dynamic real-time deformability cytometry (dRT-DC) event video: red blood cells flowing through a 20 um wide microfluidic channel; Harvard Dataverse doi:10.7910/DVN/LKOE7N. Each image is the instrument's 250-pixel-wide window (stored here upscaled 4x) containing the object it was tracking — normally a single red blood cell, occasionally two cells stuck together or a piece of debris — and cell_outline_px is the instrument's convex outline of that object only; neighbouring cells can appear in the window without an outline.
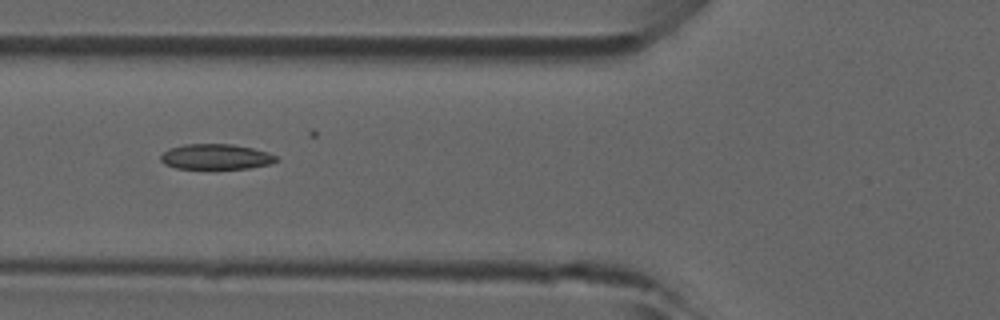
{"species": "common noctule bat (a hibernating species)", "species_latin": "Nyctalus noctula", "temperature_condition": "room temperature", "stored_images_in_passage": 23, "camera_frame_rate_fps": 3000, "um_per_image_px": 0.085, "animal": {"sex": "male", "forearm_length_mm": 52.5}, "frame": {"image": 1, "passage_image": 4, "time_ms": 1.0, "image_size_px": [1000, 320], "cell_outline_px": [[280, 160], [272, 164], [248, 168], [176, 168], [164, 164], [160, 160], [160, 156], [168, 148], [184, 144], [232, 144], [252, 148], [268, 152], [276, 156]], "centroid_in_image_um": [18.36, 13.32], "position_along_channel_um": 107.4, "area_um2": 17.11}}
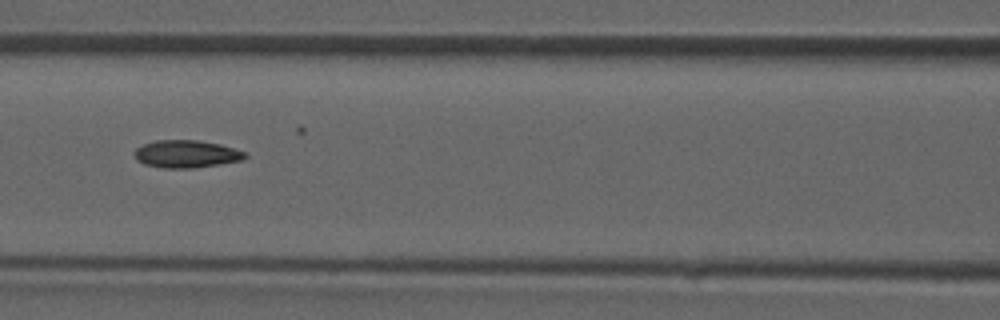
{"frame": {"image": 2, "passage_image": 7, "time_ms": 2.0, "image_size_px": [1000, 320], "cell_outline_px": [[248, 156], [240, 160], [220, 164], [192, 168], [160, 168], [144, 164], [136, 160], [132, 152], [136, 148], [144, 144], [156, 140], [196, 140], [220, 144], [244, 152]], "centroid_in_image_um": [15.77, 13.09], "position_along_channel_um": 150.8, "area_um2": 17.74}}